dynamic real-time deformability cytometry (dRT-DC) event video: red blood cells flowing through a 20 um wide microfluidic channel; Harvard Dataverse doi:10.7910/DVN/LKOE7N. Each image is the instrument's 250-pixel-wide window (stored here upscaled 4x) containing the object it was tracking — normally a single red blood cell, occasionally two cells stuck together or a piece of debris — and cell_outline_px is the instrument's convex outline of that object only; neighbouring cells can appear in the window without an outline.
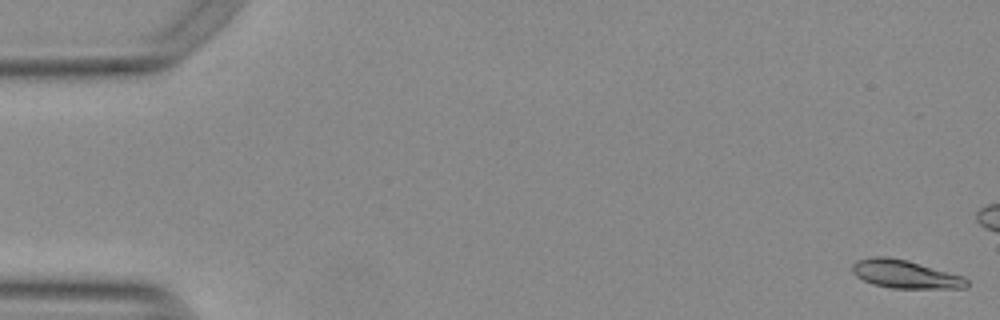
{"species": "Egyptian fruit bat (a non-hibernating species)", "species_latin": "Rousettus aegyptiacus", "temperature_condition": "warm", "stored_images_in_passage": 15, "camera_frame_rate_fps": 3000, "um_per_image_px": 0.085, "animal": {"sex": "female"}, "frame": {"image": 1, "passage_image": 1, "time_ms": 0.0, "image_size_px": [1000, 320], "cell_outline_px": [[968, 284], [964, 288], [892, 288], [872, 284], [856, 276], [852, 272], [852, 264], [856, 260], [872, 256], [884, 256], [908, 260], [964, 276], [968, 280]], "centroid_in_image_um": [76.92, 23.29], "position_along_channel_um": 8.1, "area_um2": 18.9}}